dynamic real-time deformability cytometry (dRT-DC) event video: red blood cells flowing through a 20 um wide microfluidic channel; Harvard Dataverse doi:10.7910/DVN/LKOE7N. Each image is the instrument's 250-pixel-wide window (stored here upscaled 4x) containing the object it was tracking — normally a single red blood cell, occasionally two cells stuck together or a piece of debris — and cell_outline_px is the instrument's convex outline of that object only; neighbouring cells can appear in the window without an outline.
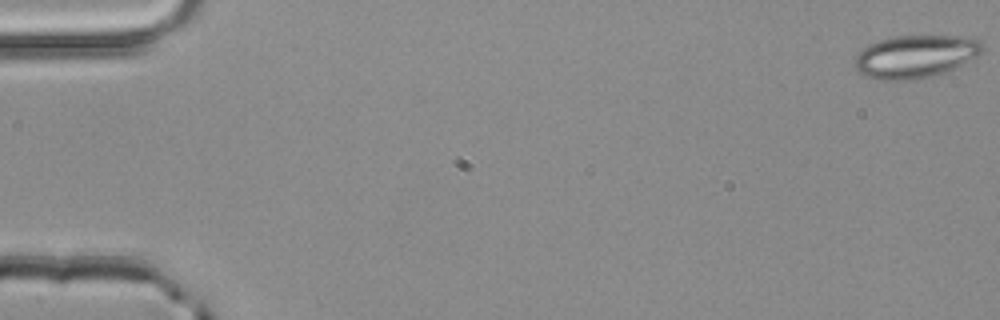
{"species": "common noctule bat (a hibernating species)", "species_latin": "Nyctalus noctula", "temperature_condition": "room temperature", "stored_images_in_passage": 49, "camera_frame_rate_fps": 3000, "um_per_image_px": 0.085, "animal": {"sex": "male", "body_mass_g": 20.4}, "frame": {"image": 1, "passage_image": 1, "time_ms": 0.0, "image_size_px": [1000, 320], "cell_outline_px": [[984, 48], [976, 56], [944, 72], [912, 80], [880, 80], [868, 76], [860, 72], [856, 68], [856, 56], [868, 44], [892, 36], [964, 36], [980, 40], [984, 44]], "centroid_in_image_um": [77.81, 4.78], "position_along_channel_um": 7.2, "area_um2": 31.33}}
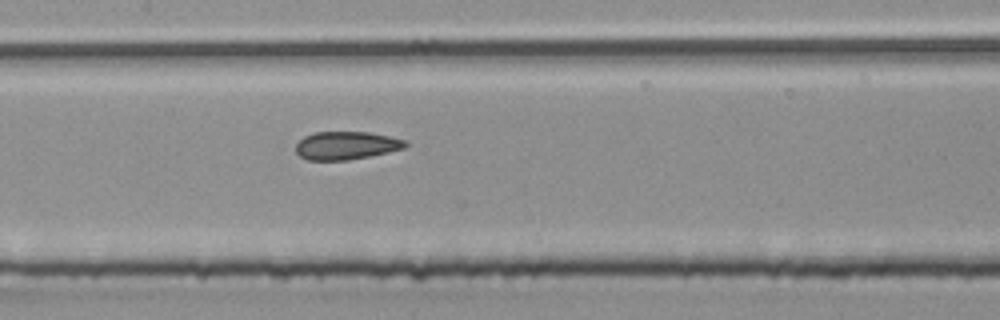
{"frame": {"image": 2, "passage_image": 26, "time_ms": 8.333, "image_size_px": [1000, 320], "cell_outline_px": [[408, 144], [404, 148], [388, 152], [348, 160], [308, 160], [300, 156], [296, 152], [296, 144], [304, 136], [312, 132], [368, 132], [408, 140]], "centroid_in_image_um": [29.43, 12.36], "position_along_channel_um": 178.0, "area_um2": 17.92}}
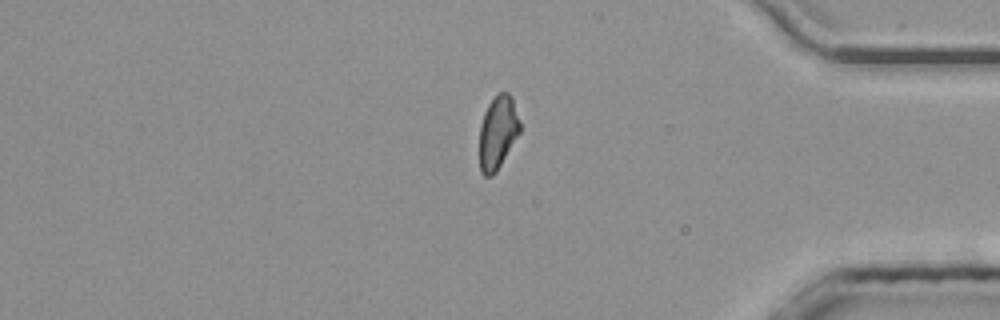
{"frame": {"image": 3, "passage_image": 44, "time_ms": 14.333, "image_size_px": [1000, 320], "cell_outline_px": [[520, 132], [496, 172], [492, 176], [484, 176], [480, 172], [480, 124], [484, 112], [488, 104], [500, 92], [508, 92], [512, 96], [520, 124]], "centroid_in_image_um": [42.3, 11.26], "position_along_channel_um": 392.9, "area_um2": 17.17}}